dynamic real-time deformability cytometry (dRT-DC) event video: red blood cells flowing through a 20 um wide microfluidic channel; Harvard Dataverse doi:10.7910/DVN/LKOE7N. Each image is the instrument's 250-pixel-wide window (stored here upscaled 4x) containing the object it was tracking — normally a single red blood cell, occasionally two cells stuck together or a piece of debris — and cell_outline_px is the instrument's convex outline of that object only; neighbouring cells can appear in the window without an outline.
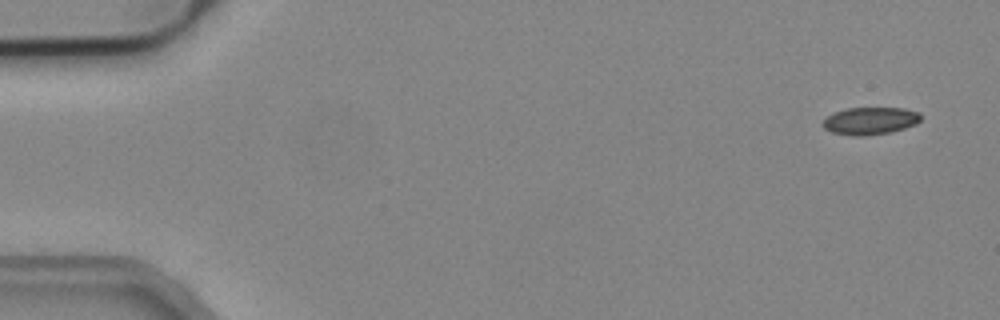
{"species": "common noctule bat (a hibernating species)", "species_latin": "Nyctalus noctula", "temperature_condition": "cold", "stored_images_in_passage": 4, "camera_frame_rate_fps": 3000, "um_per_image_px": 0.085, "animal": {"sex": "male", "body_mass_g": 19.2, "forearm_length_mm": 51.8}, "frame": {"image": 1, "passage_image": 1, "time_ms": 0.0, "image_size_px": [1000, 320], "cell_outline_px": [[920, 120], [916, 124], [892, 132], [864, 136], [852, 136], [832, 132], [824, 128], [820, 124], [832, 112], [848, 108], [904, 108], [920, 112]], "centroid_in_image_um": [73.95, 10.27], "position_along_channel_um": 11.1, "area_um2": 15.78}}